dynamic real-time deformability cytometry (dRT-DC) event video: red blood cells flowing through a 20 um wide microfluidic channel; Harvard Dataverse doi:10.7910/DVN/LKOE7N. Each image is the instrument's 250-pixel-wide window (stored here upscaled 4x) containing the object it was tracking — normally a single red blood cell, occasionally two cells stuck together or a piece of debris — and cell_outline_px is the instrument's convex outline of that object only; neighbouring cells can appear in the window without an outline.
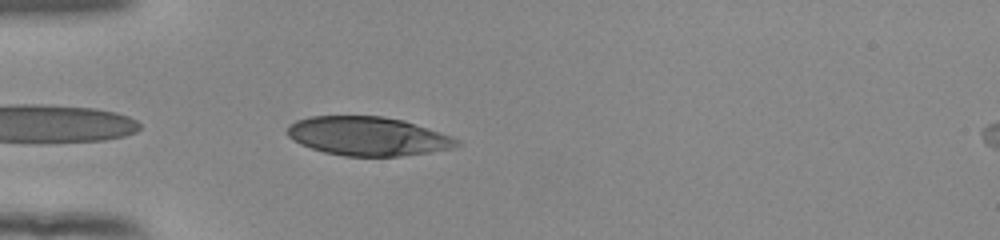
{"species": "human", "species_latin": "Homo sapiens", "temperature_condition": "room temperature", "stored_images_in_passage": 23, "camera_frame_rate_fps": 3000, "um_per_image_px": 0.085, "donor": {"sex": "female"}, "frame": {"image": 1, "passage_image": 2, "time_ms": 0.333, "image_size_px": [1000, 240], "cell_outline_px": [[464, 144], [452, 148], [428, 152], [400, 156], [344, 156], [324, 152], [300, 144], [292, 140], [288, 136], [288, 124], [296, 120], [312, 116], [384, 116], [404, 120], [452, 136], [460, 140]], "centroid_in_image_um": [31.28, 11.57], "position_along_channel_um": 53.7, "area_um2": 38.49}}
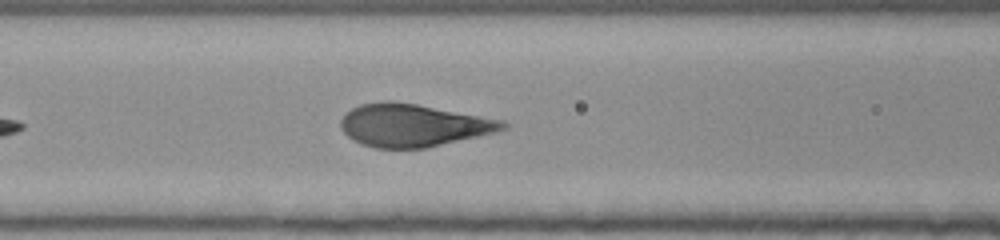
{"frame": {"image": 2, "passage_image": 9, "time_ms": 2.667, "image_size_px": [1000, 240], "cell_outline_px": [[508, 128], [496, 132], [428, 148], [376, 148], [360, 144], [348, 136], [340, 128], [340, 120], [352, 108], [360, 104], [384, 100], [388, 100], [416, 104], [504, 120], [508, 124]], "centroid_in_image_um": [35.12, 10.65], "position_along_channel_um": 131.5, "area_um2": 40.34}}
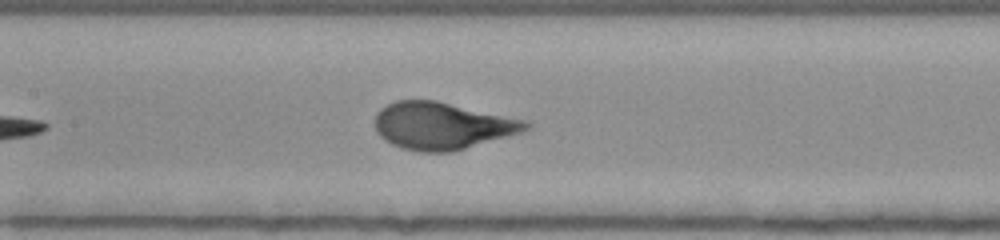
{"frame": {"image": 3, "passage_image": 12, "time_ms": 3.667, "image_size_px": [1000, 240], "cell_outline_px": [[532, 128], [508, 136], [452, 152], [420, 152], [404, 148], [392, 144], [384, 140], [376, 132], [376, 112], [380, 108], [396, 100], [436, 100], [528, 120], [532, 124]], "centroid_in_image_um": [37.61, 10.68], "position_along_channel_um": 169.8, "area_um2": 41.62}}